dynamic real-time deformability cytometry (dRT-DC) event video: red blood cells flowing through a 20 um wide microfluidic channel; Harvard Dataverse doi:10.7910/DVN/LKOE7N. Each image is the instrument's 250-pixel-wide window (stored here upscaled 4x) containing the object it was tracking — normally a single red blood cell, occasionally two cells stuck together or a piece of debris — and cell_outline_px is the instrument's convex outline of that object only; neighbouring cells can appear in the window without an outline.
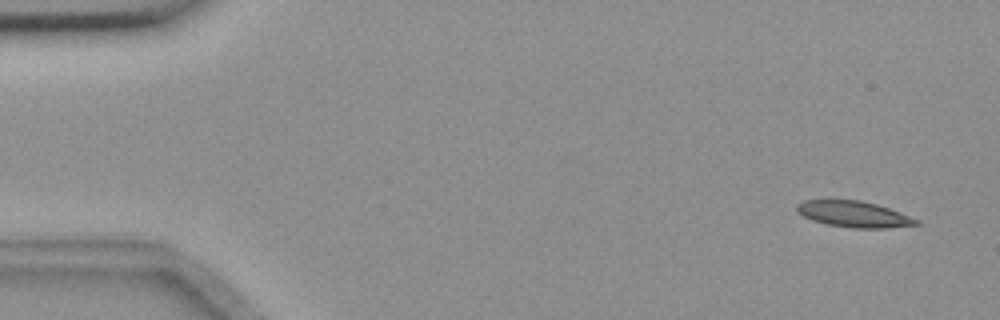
{"species": "common noctule bat (a hibernating species)", "species_latin": "Nyctalus noctula", "temperature_condition": "room temperature", "stored_images_in_passage": 4, "camera_frame_rate_fps": 3000, "um_per_image_px": 0.085, "animal": {"sex": "female", "body_mass_g": 18.4}, "frame": {"image": 1, "passage_image": 1, "time_ms": 0.0, "image_size_px": [1000, 320], "cell_outline_px": [[920, 224], [888, 228], [852, 228], [828, 224], [812, 220], [796, 212], [796, 204], [804, 200], [860, 200], [876, 204], [888, 208], [920, 220]], "centroid_in_image_um": [72.56, 18.2], "position_along_channel_um": 12.4, "area_um2": 18.09}}
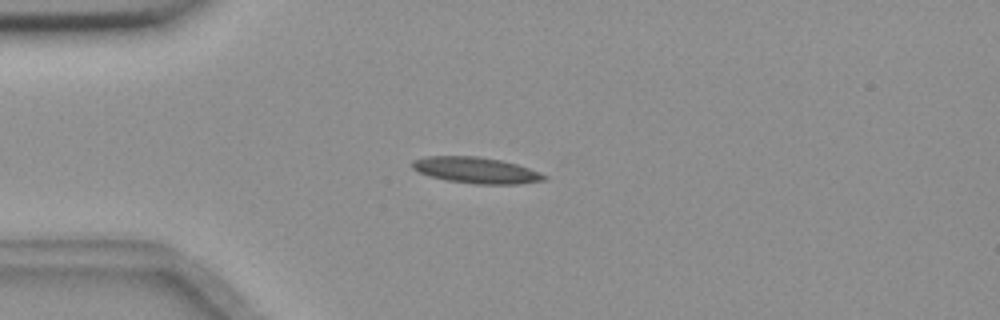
{"frame": {"image": 2, "passage_image": 4, "time_ms": 1.0, "image_size_px": [1000, 320], "cell_outline_px": [[548, 180], [520, 184], [476, 184], [448, 180], [432, 176], [420, 172], [412, 168], [412, 160], [424, 156], [476, 156], [500, 160], [516, 164], [540, 172], [548, 176]], "centroid_in_image_um": [40.5, 14.47], "position_along_channel_um": 44.5, "area_um2": 20.0}}